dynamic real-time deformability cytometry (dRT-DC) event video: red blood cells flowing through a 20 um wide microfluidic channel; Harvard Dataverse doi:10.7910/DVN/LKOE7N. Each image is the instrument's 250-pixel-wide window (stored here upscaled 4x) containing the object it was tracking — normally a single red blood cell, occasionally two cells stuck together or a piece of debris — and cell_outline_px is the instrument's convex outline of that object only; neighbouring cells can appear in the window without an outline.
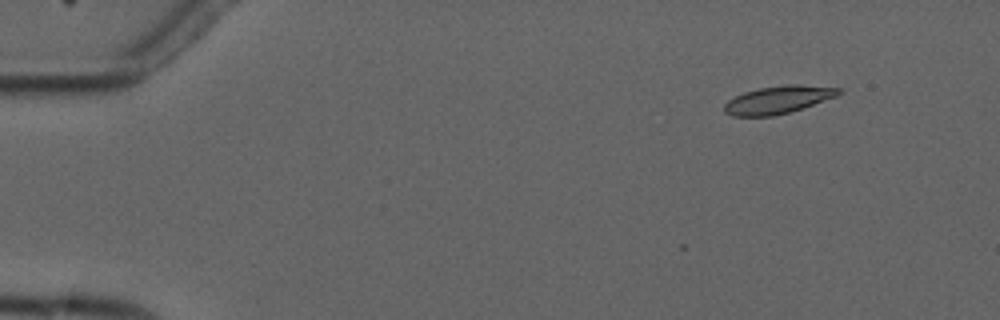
{"species": "common noctule bat (a hibernating species)", "species_latin": "Nyctalus noctula", "temperature_condition": "cold", "stored_images_in_passage": 6, "camera_frame_rate_fps": 3000, "um_per_image_px": 0.085, "animal": {"sex": "male", "forearm_length_mm": 52.5}, "frame": {"image": 1, "passage_image": 2, "time_ms": 1.0, "image_size_px": [1000, 320], "cell_outline_px": [[844, 92], [836, 96], [804, 108], [772, 116], [732, 116], [724, 112], [724, 104], [728, 100], [744, 92], [760, 88], [788, 84], [800, 84], [840, 88]], "centroid_in_image_um": [66.15, 8.48], "position_along_channel_um": 18.8, "area_um2": 18.44}}
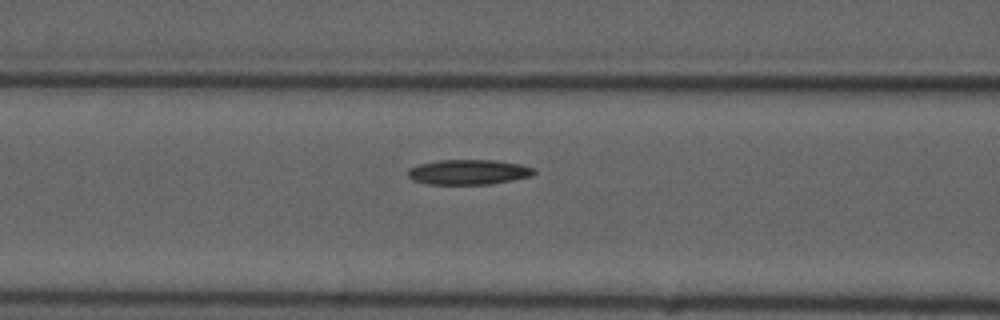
{"frame": {"image": 2, "passage_image": 6, "time_ms": 6.667, "image_size_px": [1000, 320], "cell_outline_px": [[536, 172], [532, 176], [512, 180], [488, 184], [428, 184], [412, 180], [408, 176], [408, 168], [420, 164], [440, 160], [496, 160], [520, 164], [536, 168]], "centroid_in_image_um": [39.85, 14.62], "position_along_channel_um": 126.8, "area_um2": 18.44}}